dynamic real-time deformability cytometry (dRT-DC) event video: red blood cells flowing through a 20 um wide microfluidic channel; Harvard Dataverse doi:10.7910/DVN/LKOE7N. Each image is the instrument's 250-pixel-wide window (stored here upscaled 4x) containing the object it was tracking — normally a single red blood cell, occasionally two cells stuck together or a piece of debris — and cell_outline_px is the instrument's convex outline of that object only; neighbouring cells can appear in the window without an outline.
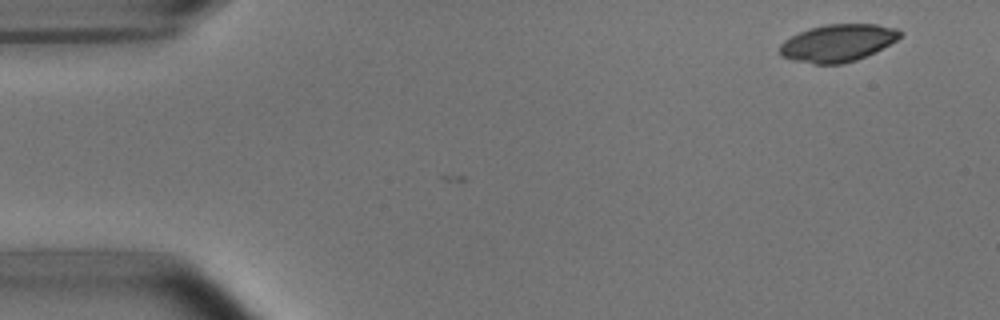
{"species": "common noctule bat (a hibernating species)", "species_latin": "Nyctalus noctula", "temperature_condition": "room temperature", "stored_images_in_passage": 3, "camera_frame_rate_fps": 3000, "um_per_image_px": 0.085, "animal": {"sex": "male", "body_mass_g": 15.6}, "frame": {"image": 1, "passage_image": 1, "time_ms": 0.0, "image_size_px": [1000, 320], "cell_outline_px": [[900, 36], [896, 40], [856, 60], [840, 64], [816, 64], [792, 60], [780, 56], [780, 44], [784, 40], [808, 28], [824, 24], [876, 24], [896, 28], [900, 32]], "centroid_in_image_um": [71.15, 3.64], "position_along_channel_um": 13.9, "area_um2": 25.84}}